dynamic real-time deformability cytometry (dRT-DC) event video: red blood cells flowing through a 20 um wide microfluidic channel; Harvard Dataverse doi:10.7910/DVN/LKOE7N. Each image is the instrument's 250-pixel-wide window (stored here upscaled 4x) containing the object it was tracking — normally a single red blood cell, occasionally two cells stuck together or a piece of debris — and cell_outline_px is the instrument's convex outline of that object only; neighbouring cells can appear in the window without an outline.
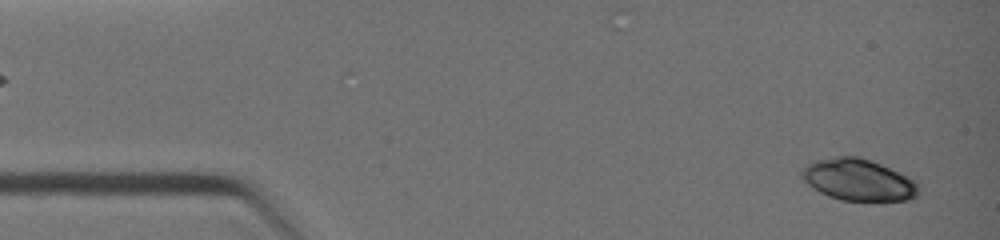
{"species": "common noctule bat (a hibernating species)", "species_latin": "Nyctalus noctula", "temperature_condition": "warm", "stored_images_in_passage": 39, "camera_frame_rate_fps": 3000, "um_per_image_px": 0.085, "animal": {"sex": "female", "body_mass_g": 19.0, "forearm_length_mm": 51.5}, "frame": {"image": 1, "passage_image": 1, "time_ms": 0.0, "image_size_px": [1000, 240], "cell_outline_px": [[916, 196], [908, 200], [884, 204], [880, 204], [840, 200], [828, 196], [812, 188], [800, 176], [800, 172], [808, 164], [816, 160], [836, 156], [856, 156], [880, 164], [912, 180], [916, 184]], "centroid_in_image_um": [72.92, 15.35], "position_along_channel_um": 12.1, "area_um2": 28.67}}
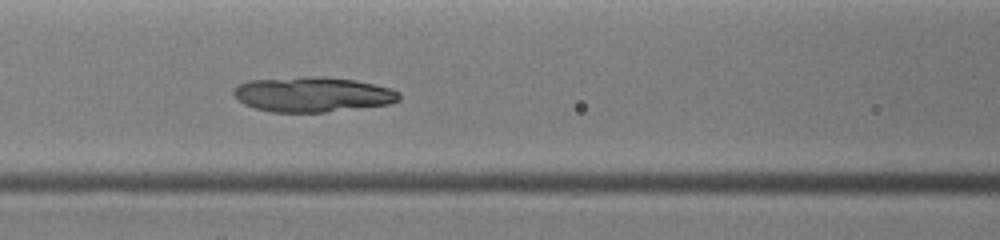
{"frame": {"image": 2, "passage_image": 19, "time_ms": 4.667, "image_size_px": [1000, 240], "cell_outline_px": [[400, 100], [388, 104], [324, 112], [272, 112], [256, 108], [244, 104], [232, 92], [232, 88], [236, 84], [248, 80], [300, 76], [304, 76], [356, 80], [392, 88], [400, 92]], "centroid_in_image_um": [26.54, 8.01], "position_along_channel_um": 140.1, "area_um2": 33.81}}
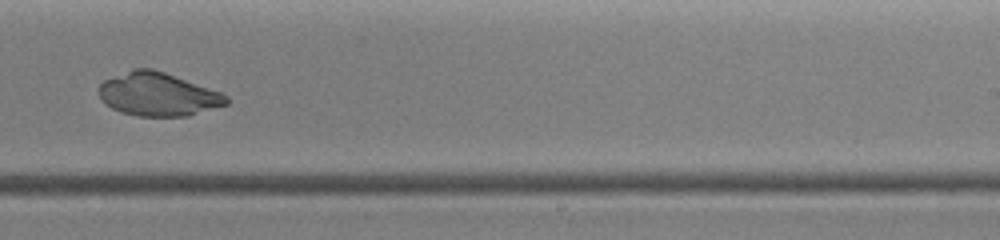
{"frame": {"image": 3, "passage_image": 28, "time_ms": 7.333, "image_size_px": [1000, 240], "cell_outline_px": [[228, 104], [188, 116], [136, 116], [120, 112], [112, 108], [96, 92], [96, 88], [104, 80], [132, 68], [152, 68], [164, 72], [220, 92], [228, 96]], "centroid_in_image_um": [13.4, 8.01], "position_along_channel_um": 275.6, "area_um2": 32.14}}